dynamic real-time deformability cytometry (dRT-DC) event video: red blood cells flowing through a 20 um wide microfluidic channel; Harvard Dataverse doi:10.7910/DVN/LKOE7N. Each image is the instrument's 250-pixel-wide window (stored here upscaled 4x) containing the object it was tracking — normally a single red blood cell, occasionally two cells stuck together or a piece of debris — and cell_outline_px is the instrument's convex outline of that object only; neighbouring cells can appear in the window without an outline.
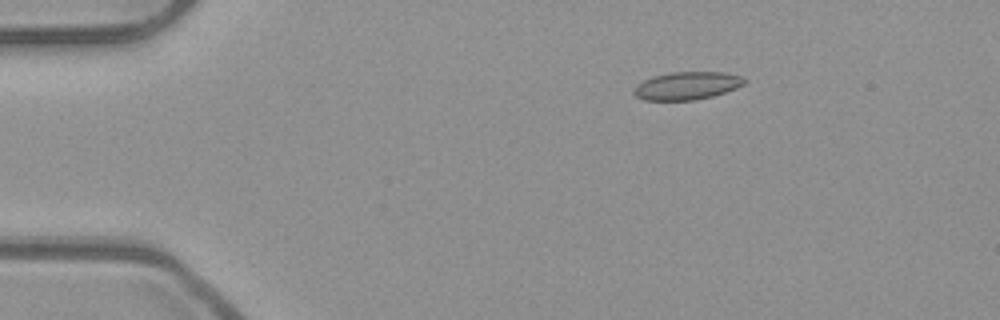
{"species": "common noctule bat (a hibernating species)", "species_latin": "Nyctalus noctula", "temperature_condition": "room temperature", "stored_images_in_passage": 44, "camera_frame_rate_fps": 3000, "um_per_image_px": 0.085, "animal": {"sex": "male", "body_mass_g": 23.1, "forearm_length_mm": 52.7}, "frame": {"image": 1, "passage_image": 1, "time_ms": 0.0, "image_size_px": [1000, 320], "cell_outline_px": [[748, 80], [744, 84], [736, 88], [712, 96], [692, 100], [644, 100], [636, 96], [632, 92], [636, 84], [652, 76], [672, 72], [724, 72], [744, 76]], "centroid_in_image_um": [58.4, 7.27], "position_along_channel_um": 26.6, "area_um2": 18.03}}
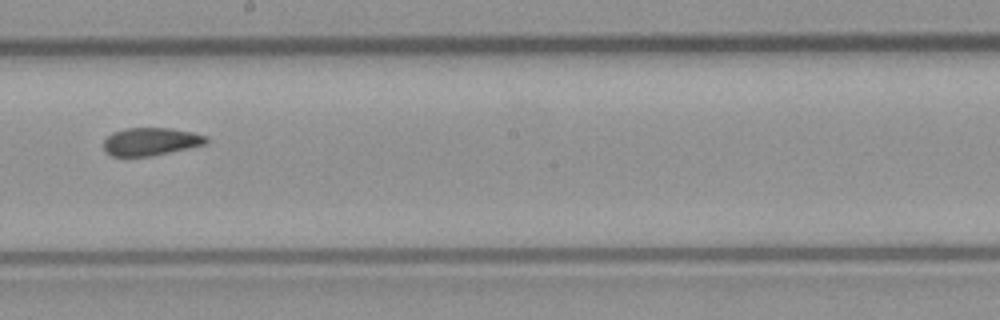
{"frame": {"image": 2, "passage_image": 22, "time_ms": 7.0, "image_size_px": [1000, 320], "cell_outline_px": [[208, 144], [152, 156], [112, 156], [104, 152], [104, 140], [112, 132], [124, 128], [172, 128], [192, 132], [208, 136]], "centroid_in_image_um": [12.83, 12.03], "position_along_channel_um": 235.4, "area_um2": 16.88}}
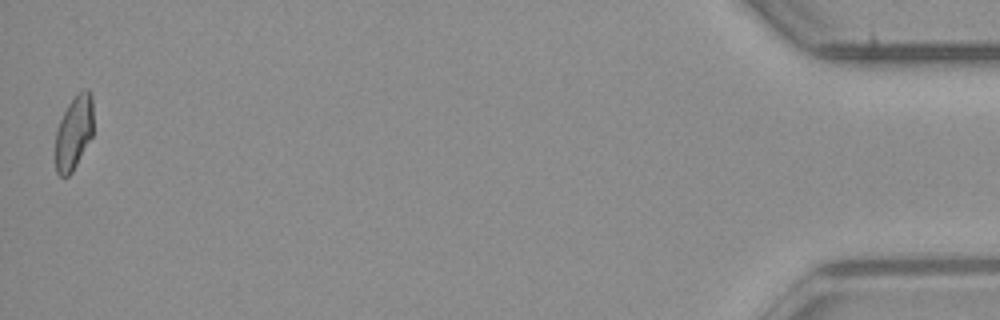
{"frame": {"image": 3, "passage_image": 44, "time_ms": 14.333, "image_size_px": [1000, 320], "cell_outline_px": [[92, 136], [72, 172], [68, 176], [60, 176], [56, 172], [56, 132], [60, 120], [68, 104], [84, 88], [88, 88], [92, 96]], "centroid_in_image_um": [6.28, 11.27], "position_along_channel_um": 428.9, "area_um2": 16.07}, "authors_computed_cell_mechanics": {"area_um2": 17.3689, "velocity_mm_per_s": 3.9697, "shape_relaxation_time_tau1_ms": null, "shape_relaxation_time_tau2_ms": 2.9416, "deformation_change_tau1": null, "deformation_change_tau2": 0.0826}}